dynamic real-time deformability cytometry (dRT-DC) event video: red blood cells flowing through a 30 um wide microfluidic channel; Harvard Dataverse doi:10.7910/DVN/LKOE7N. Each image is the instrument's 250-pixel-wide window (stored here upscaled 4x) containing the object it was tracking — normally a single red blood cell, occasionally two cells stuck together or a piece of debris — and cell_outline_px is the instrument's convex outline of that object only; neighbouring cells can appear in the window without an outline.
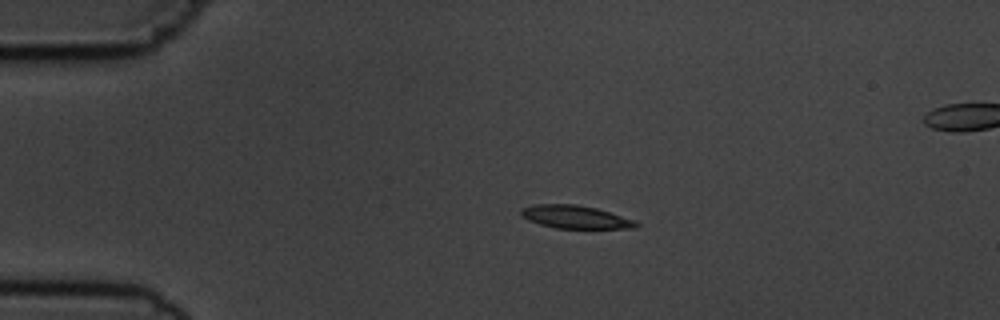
{"species": "common noctule bat (a hibernating species)", "species_latin": "Nyctalus noctula", "temperature_condition": "cold", "stored_images_in_passage": 6, "camera_frame_rate_fps": 3000, "um_per_image_px": 0.085, "animal": {"sex": "male", "body_mass_g": 19.5, "forearm_length_mm": 54.6}, "frame": {"image": 1, "passage_image": 2, "time_ms": 1.333, "image_size_px": [1000, 320], "cell_outline_px": [[640, 224], [636, 228], [556, 228], [540, 224], [528, 220], [520, 212], [520, 208], [532, 204], [576, 204], [596, 208], [636, 220]], "centroid_in_image_um": [48.91, 18.43], "position_along_channel_um": 36.1, "area_um2": 15.43}}
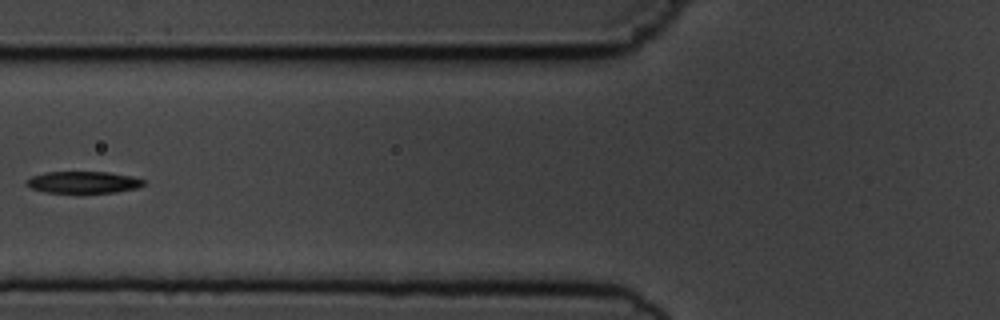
{"frame": {"image": 2, "passage_image": 5, "time_ms": 4.667, "image_size_px": [1000, 320], "cell_outline_px": [[144, 184], [136, 188], [116, 192], [44, 192], [32, 188], [24, 180], [32, 176], [44, 172], [108, 172], [132, 176], [144, 180]], "centroid_in_image_um": [7.07, 15.48], "position_along_channel_um": 118.7, "area_um2": 14.68}}
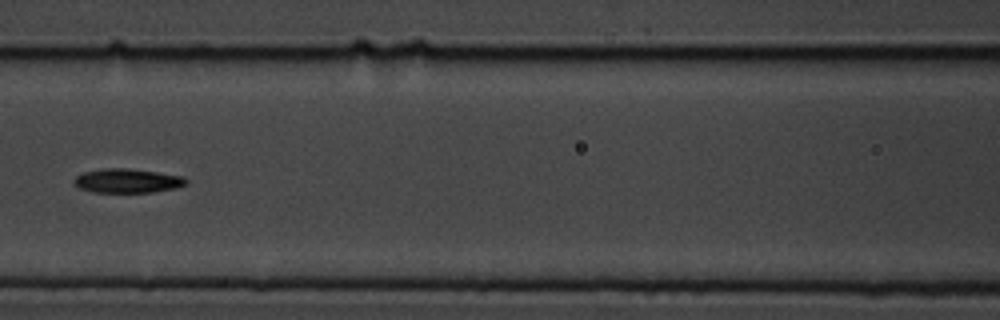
{"frame": {"image": 3, "passage_image": 6, "time_ms": 5.667, "image_size_px": [1000, 320], "cell_outline_px": [[188, 184], [176, 188], [152, 192], [96, 192], [80, 188], [72, 180], [76, 176], [84, 172], [104, 168], [124, 168], [156, 172], [184, 176], [188, 180]], "centroid_in_image_um": [10.87, 15.36], "position_along_channel_um": 155.7, "area_um2": 15.66}}